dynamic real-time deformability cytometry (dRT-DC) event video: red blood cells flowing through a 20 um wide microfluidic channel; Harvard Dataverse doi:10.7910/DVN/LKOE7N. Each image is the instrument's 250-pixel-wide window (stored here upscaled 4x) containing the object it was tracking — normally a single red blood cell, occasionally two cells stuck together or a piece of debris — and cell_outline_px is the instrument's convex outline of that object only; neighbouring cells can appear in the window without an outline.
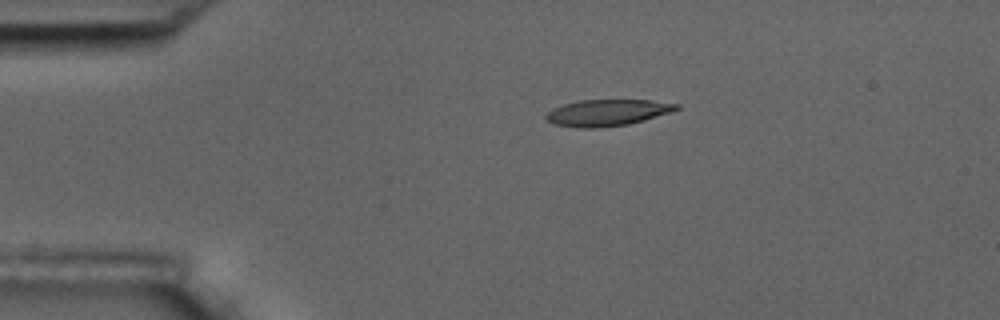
{"species": "common noctule bat (a hibernating species)", "species_latin": "Nyctalus noctula", "temperature_condition": "room temperature", "stored_images_in_passage": 9, "camera_frame_rate_fps": 3000, "um_per_image_px": 0.085, "animal": {"sex": "male", "body_mass_g": 17.5, "forearm_length_mm": 52.3}, "frame": {"image": 1, "passage_image": 1, "time_ms": 0.0, "image_size_px": [1000, 320], "cell_outline_px": [[680, 108], [672, 112], [644, 120], [628, 124], [596, 128], [580, 128], [552, 124], [544, 120], [544, 116], [552, 108], [564, 104], [580, 100], [652, 100], [680, 104]], "centroid_in_image_um": [51.6, 9.58], "position_along_channel_um": 33.4, "area_um2": 20.29}}
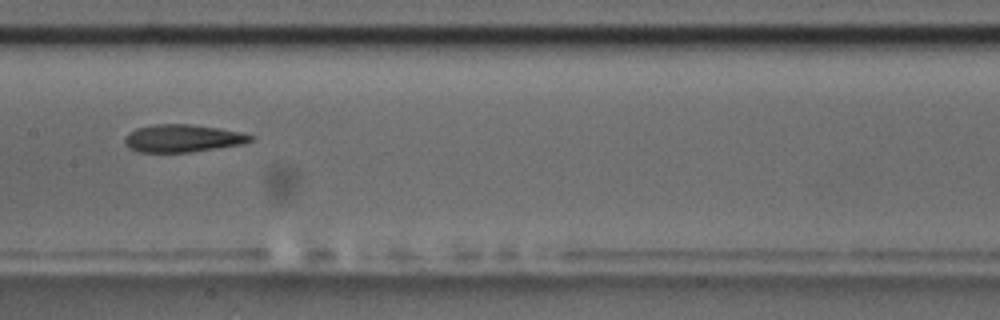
{"frame": {"image": 2, "passage_image": 6, "time_ms": 5.667, "image_size_px": [1000, 320], "cell_outline_px": [[256, 136], [252, 140], [240, 144], [216, 148], [188, 152], [136, 152], [128, 148], [124, 144], [124, 136], [128, 132], [136, 128], [156, 124], [192, 124], [220, 128], [240, 132]], "centroid_in_image_um": [15.47, 11.75], "position_along_channel_um": 191.9, "area_um2": 20.35}}
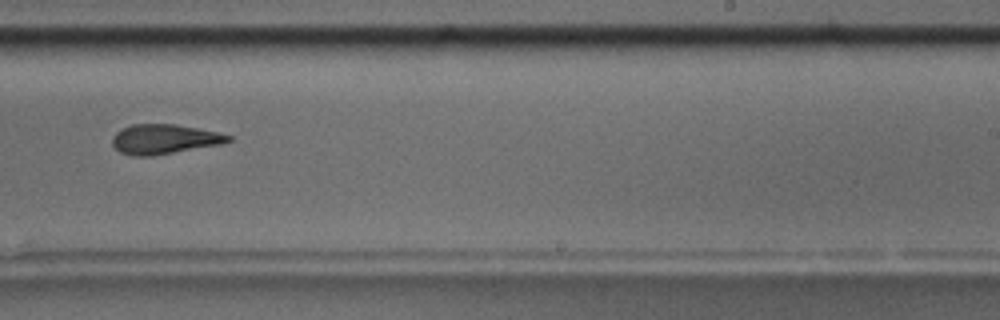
{"frame": {"image": 3, "passage_image": 8, "time_ms": 8.0, "image_size_px": [1000, 320], "cell_outline_px": [[232, 140], [220, 144], [152, 156], [136, 156], [120, 152], [112, 144], [112, 136], [120, 128], [132, 124], [176, 124], [216, 132], [232, 136]], "centroid_in_image_um": [13.92, 11.82], "position_along_channel_um": 275.1, "area_um2": 19.94}}